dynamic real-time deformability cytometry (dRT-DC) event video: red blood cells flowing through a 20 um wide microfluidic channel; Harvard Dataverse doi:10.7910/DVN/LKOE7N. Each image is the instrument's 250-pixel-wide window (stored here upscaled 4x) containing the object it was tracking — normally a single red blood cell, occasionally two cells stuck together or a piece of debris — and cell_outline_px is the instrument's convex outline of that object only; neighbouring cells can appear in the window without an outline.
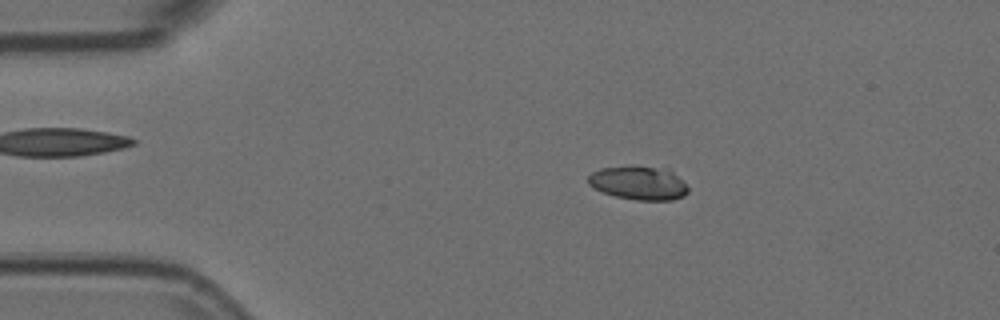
{"species": "Egyptian fruit bat (a non-hibernating species)", "species_latin": "Rousettus aegyptiacus", "temperature_condition": "room temperature", "stored_images_in_passage": 54, "camera_frame_rate_fps": 3000, "um_per_image_px": 0.085, "animal": {"sex": "female"}, "frame": {"image": 1, "passage_image": 10, "time_ms": 3.0, "image_size_px": [1000, 320], "cell_outline_px": [[688, 192], [684, 196], [672, 200], [636, 200], [616, 196], [604, 192], [588, 184], [588, 176], [592, 172], [600, 168], [652, 168], [672, 172], [688, 188]], "centroid_in_image_um": [54.27, 15.6], "position_along_channel_um": 30.7, "area_um2": 18.61}}
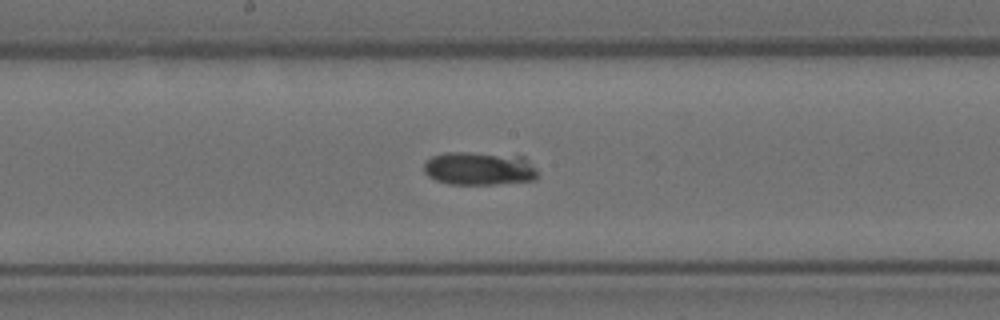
{"frame": {"image": 2, "passage_image": 28, "time_ms": 9.0, "image_size_px": [1000, 320], "cell_outline_px": [[536, 180], [496, 184], [448, 184], [436, 180], [428, 176], [424, 172], [424, 160], [432, 156], [444, 152], [468, 152], [524, 156], [536, 168]], "centroid_in_image_um": [40.71, 14.32], "position_along_channel_um": 207.5, "area_um2": 22.31}}
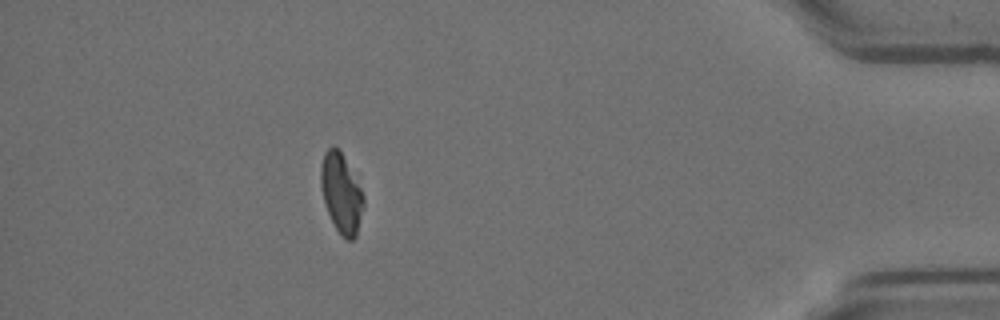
{"frame": {"image": 3, "passage_image": 48, "time_ms": 15.667, "image_size_px": [1000, 320], "cell_outline_px": [[364, 204], [356, 236], [352, 240], [344, 240], [340, 236], [324, 204], [320, 184], [320, 168], [324, 152], [332, 144], [340, 152], [360, 188], [364, 196]], "centroid_in_image_um": [28.98, 16.47], "position_along_channel_um": 406.2, "area_um2": 19.54}}